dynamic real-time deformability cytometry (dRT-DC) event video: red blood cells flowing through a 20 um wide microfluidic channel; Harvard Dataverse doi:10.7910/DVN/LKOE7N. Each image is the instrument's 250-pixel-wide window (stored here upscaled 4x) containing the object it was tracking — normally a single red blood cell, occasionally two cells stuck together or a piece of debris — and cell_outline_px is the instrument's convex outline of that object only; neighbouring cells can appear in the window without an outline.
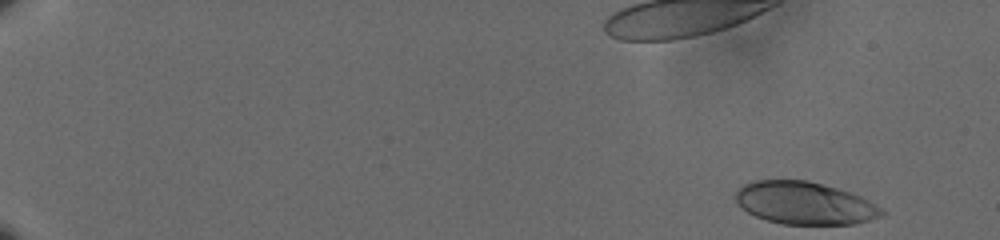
{"species": "human", "species_latin": "Homo sapiens", "temperature_condition": "cold", "stored_images_in_passage": 56, "camera_frame_rate_fps": 3000, "um_per_image_px": 0.085, "donor": {"sex": "male"}, "frame": {"image": 1, "passage_image": 1, "time_ms": 0.0, "image_size_px": [1000, 240], "cell_outline_px": [[884, 212], [880, 216], [868, 220], [852, 224], [784, 224], [768, 220], [756, 216], [748, 212], [736, 200], [736, 192], [744, 184], [752, 180], [808, 180], [836, 188], [860, 196], [868, 200], [880, 208]], "centroid_in_image_um": [68.37, 17.25], "position_along_channel_um": 16.6, "area_um2": 35.66}}
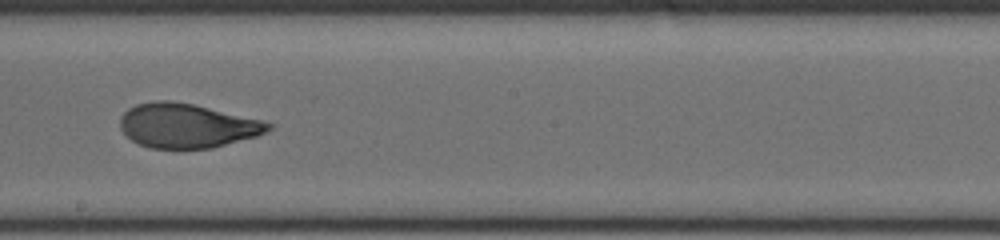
{"frame": {"image": 2, "passage_image": 34, "time_ms": 11.0, "image_size_px": [1000, 240], "cell_outline_px": [[272, 128], [256, 136], [212, 148], [152, 148], [140, 144], [132, 140], [120, 128], [120, 116], [128, 108], [136, 104], [156, 100], [168, 100], [192, 104], [264, 120], [272, 124]], "centroid_in_image_um": [15.89, 10.67], "position_along_channel_um": 232.3, "area_um2": 38.03}}
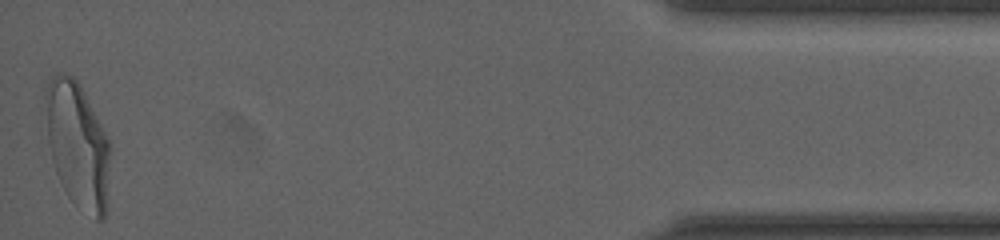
{"frame": {"image": 3, "passage_image": 56, "time_ms": 18.333, "image_size_px": [1000, 240], "cell_outline_px": [[112, 148], [108, 208], [104, 220], [96, 220], [72, 200], [68, 196], [56, 172], [52, 160], [40, 120], [44, 88], [52, 76], [56, 72], [64, 72], [72, 76], [80, 84]], "centroid_in_image_um": [6.54, 12.27], "position_along_channel_um": 428.7, "area_um2": 49.3}, "authors_computed_cell_mechanics": {"area_um2": 38.437, "velocity_mm_per_s": 3.6005, "shape_relaxation_time_tau1_ms": 5.805, "shape_relaxation_time_tau2_ms": 1.051, "deformation_change_tau1": 0.2127, "deformation_change_tau2": 0.0727}}